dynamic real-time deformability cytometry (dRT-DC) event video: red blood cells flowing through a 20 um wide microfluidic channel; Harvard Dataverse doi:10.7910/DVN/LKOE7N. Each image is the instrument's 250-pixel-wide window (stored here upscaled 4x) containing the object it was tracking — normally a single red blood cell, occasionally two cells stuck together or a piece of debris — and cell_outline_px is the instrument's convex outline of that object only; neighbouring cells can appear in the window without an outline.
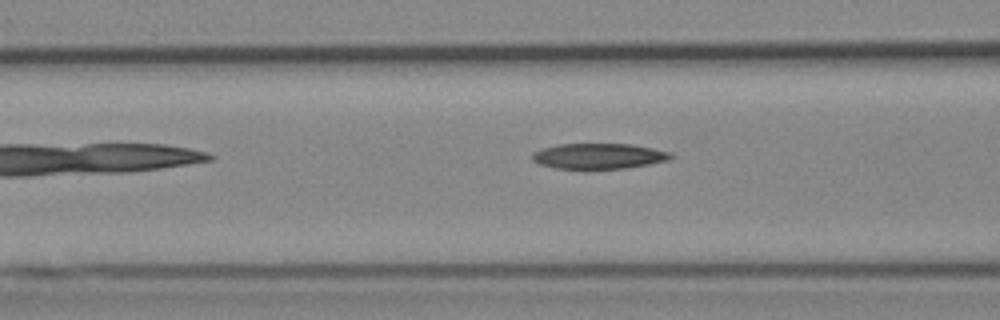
{"species": "Egyptian fruit bat (a non-hibernating species)", "species_latin": "Rousettus aegyptiacus", "temperature_condition": "cold", "stored_images_in_passage": 6, "camera_frame_rate_fps": 3000, "um_per_image_px": 0.085, "animal": {"sex": "female"}, "frame": {"image": 1, "passage_image": 5, "time_ms": 5.0, "image_size_px": [1000, 320], "cell_outline_px": [[676, 156], [668, 160], [648, 164], [624, 168], [588, 172], [556, 168], [540, 164], [532, 160], [532, 152], [544, 148], [560, 144], [632, 144], [672, 152]], "centroid_in_image_um": [50.89, 13.31], "position_along_channel_um": 115.7, "area_um2": 21.39}}
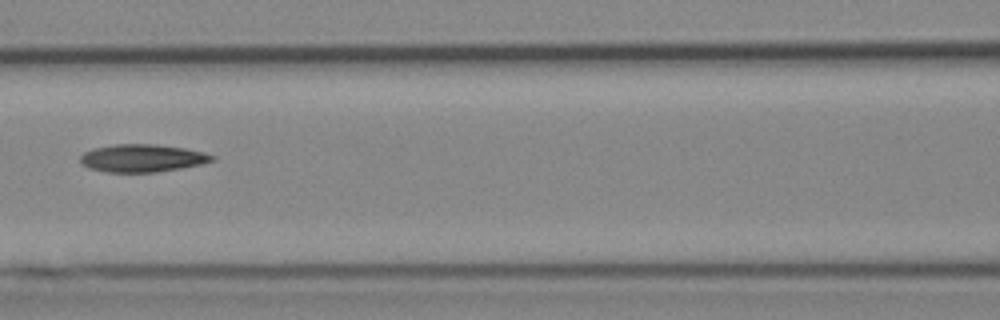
{"frame": {"image": 2, "passage_image": 6, "time_ms": 6.0, "image_size_px": [1000, 320], "cell_outline_px": [[216, 160], [200, 164], [180, 168], [156, 172], [104, 172], [88, 168], [80, 164], [80, 156], [84, 152], [92, 148], [116, 144], [156, 144], [184, 148], [204, 152], [216, 156]], "centroid_in_image_um": [12.07, 13.44], "position_along_channel_um": 154.5, "area_um2": 21.44}}